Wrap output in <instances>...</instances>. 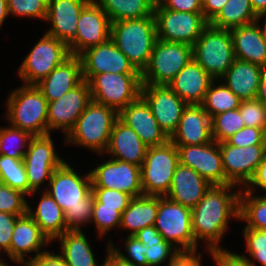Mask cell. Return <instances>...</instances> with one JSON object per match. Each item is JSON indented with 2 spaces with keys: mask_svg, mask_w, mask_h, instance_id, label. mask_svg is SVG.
I'll use <instances>...</instances> for the list:
<instances>
[{
  "mask_svg": "<svg viewBox=\"0 0 266 266\" xmlns=\"http://www.w3.org/2000/svg\"><path fill=\"white\" fill-rule=\"evenodd\" d=\"M239 220L247 222L245 228L266 230V194L254 196L241 191Z\"/></svg>",
  "mask_w": 266,
  "mask_h": 266,
  "instance_id": "8d00e7d4",
  "label": "cell"
},
{
  "mask_svg": "<svg viewBox=\"0 0 266 266\" xmlns=\"http://www.w3.org/2000/svg\"><path fill=\"white\" fill-rule=\"evenodd\" d=\"M192 55L193 60L214 80H220L235 59L230 30L208 24L192 45Z\"/></svg>",
  "mask_w": 266,
  "mask_h": 266,
  "instance_id": "5b68a950",
  "label": "cell"
},
{
  "mask_svg": "<svg viewBox=\"0 0 266 266\" xmlns=\"http://www.w3.org/2000/svg\"><path fill=\"white\" fill-rule=\"evenodd\" d=\"M117 119L118 112L115 109L91 101L66 136L65 143L105 154Z\"/></svg>",
  "mask_w": 266,
  "mask_h": 266,
  "instance_id": "277c9868",
  "label": "cell"
},
{
  "mask_svg": "<svg viewBox=\"0 0 266 266\" xmlns=\"http://www.w3.org/2000/svg\"><path fill=\"white\" fill-rule=\"evenodd\" d=\"M51 135L34 136L23 157L29 183V195H34L45 180L50 181L52 173L65 161L54 149Z\"/></svg>",
  "mask_w": 266,
  "mask_h": 266,
  "instance_id": "4fadbf2b",
  "label": "cell"
},
{
  "mask_svg": "<svg viewBox=\"0 0 266 266\" xmlns=\"http://www.w3.org/2000/svg\"><path fill=\"white\" fill-rule=\"evenodd\" d=\"M192 59L191 45L157 39L148 66L141 73V82L168 85Z\"/></svg>",
  "mask_w": 266,
  "mask_h": 266,
  "instance_id": "52a82bcc",
  "label": "cell"
},
{
  "mask_svg": "<svg viewBox=\"0 0 266 266\" xmlns=\"http://www.w3.org/2000/svg\"><path fill=\"white\" fill-rule=\"evenodd\" d=\"M145 251L148 266H159V264L165 263L168 258L169 261L172 260L180 252L165 239L158 244L145 245Z\"/></svg>",
  "mask_w": 266,
  "mask_h": 266,
  "instance_id": "c3c4849f",
  "label": "cell"
},
{
  "mask_svg": "<svg viewBox=\"0 0 266 266\" xmlns=\"http://www.w3.org/2000/svg\"><path fill=\"white\" fill-rule=\"evenodd\" d=\"M254 12L259 16L258 20L266 16V0H250Z\"/></svg>",
  "mask_w": 266,
  "mask_h": 266,
  "instance_id": "be15d7a7",
  "label": "cell"
},
{
  "mask_svg": "<svg viewBox=\"0 0 266 266\" xmlns=\"http://www.w3.org/2000/svg\"><path fill=\"white\" fill-rule=\"evenodd\" d=\"M32 136L29 132L8 126L0 127V154L15 159H23Z\"/></svg>",
  "mask_w": 266,
  "mask_h": 266,
  "instance_id": "74e56055",
  "label": "cell"
},
{
  "mask_svg": "<svg viewBox=\"0 0 266 266\" xmlns=\"http://www.w3.org/2000/svg\"><path fill=\"white\" fill-rule=\"evenodd\" d=\"M159 207V196L133 197L121 216L120 228L130 230L134 235L139 230L153 226Z\"/></svg>",
  "mask_w": 266,
  "mask_h": 266,
  "instance_id": "4dcf8cb0",
  "label": "cell"
},
{
  "mask_svg": "<svg viewBox=\"0 0 266 266\" xmlns=\"http://www.w3.org/2000/svg\"><path fill=\"white\" fill-rule=\"evenodd\" d=\"M111 20V23L128 19L154 16L157 0H93Z\"/></svg>",
  "mask_w": 266,
  "mask_h": 266,
  "instance_id": "836d02e7",
  "label": "cell"
},
{
  "mask_svg": "<svg viewBox=\"0 0 266 266\" xmlns=\"http://www.w3.org/2000/svg\"><path fill=\"white\" fill-rule=\"evenodd\" d=\"M27 214L36 222L51 242L56 241V238L68 231L63 210L46 191L41 196L36 210L28 205Z\"/></svg>",
  "mask_w": 266,
  "mask_h": 266,
  "instance_id": "1f68e13d",
  "label": "cell"
},
{
  "mask_svg": "<svg viewBox=\"0 0 266 266\" xmlns=\"http://www.w3.org/2000/svg\"><path fill=\"white\" fill-rule=\"evenodd\" d=\"M179 164L178 149L170 140L163 145L147 148L141 165L143 195L166 196Z\"/></svg>",
  "mask_w": 266,
  "mask_h": 266,
  "instance_id": "8992f818",
  "label": "cell"
},
{
  "mask_svg": "<svg viewBox=\"0 0 266 266\" xmlns=\"http://www.w3.org/2000/svg\"><path fill=\"white\" fill-rule=\"evenodd\" d=\"M141 96L149 104L158 125L170 138L188 104L168 85L142 84Z\"/></svg>",
  "mask_w": 266,
  "mask_h": 266,
  "instance_id": "ac0fdd59",
  "label": "cell"
},
{
  "mask_svg": "<svg viewBox=\"0 0 266 266\" xmlns=\"http://www.w3.org/2000/svg\"><path fill=\"white\" fill-rule=\"evenodd\" d=\"M212 139L216 142L225 141L231 135L245 127L239 109L226 111L211 118Z\"/></svg>",
  "mask_w": 266,
  "mask_h": 266,
  "instance_id": "ab89813d",
  "label": "cell"
},
{
  "mask_svg": "<svg viewBox=\"0 0 266 266\" xmlns=\"http://www.w3.org/2000/svg\"><path fill=\"white\" fill-rule=\"evenodd\" d=\"M9 15L46 19L48 0H7Z\"/></svg>",
  "mask_w": 266,
  "mask_h": 266,
  "instance_id": "7bdbcfd3",
  "label": "cell"
},
{
  "mask_svg": "<svg viewBox=\"0 0 266 266\" xmlns=\"http://www.w3.org/2000/svg\"><path fill=\"white\" fill-rule=\"evenodd\" d=\"M154 17L158 39L191 46L209 24L203 13L173 11L164 8L158 1L154 7Z\"/></svg>",
  "mask_w": 266,
  "mask_h": 266,
  "instance_id": "8fae6325",
  "label": "cell"
},
{
  "mask_svg": "<svg viewBox=\"0 0 266 266\" xmlns=\"http://www.w3.org/2000/svg\"><path fill=\"white\" fill-rule=\"evenodd\" d=\"M94 199L98 203H102V207L117 208L122 214L128 207L132 197L129 194L107 188H91Z\"/></svg>",
  "mask_w": 266,
  "mask_h": 266,
  "instance_id": "7dc6e473",
  "label": "cell"
},
{
  "mask_svg": "<svg viewBox=\"0 0 266 266\" xmlns=\"http://www.w3.org/2000/svg\"><path fill=\"white\" fill-rule=\"evenodd\" d=\"M262 69L263 67L259 65L235 58L232 66L221 79L225 80V85L241 101L256 99Z\"/></svg>",
  "mask_w": 266,
  "mask_h": 266,
  "instance_id": "f546056e",
  "label": "cell"
},
{
  "mask_svg": "<svg viewBox=\"0 0 266 266\" xmlns=\"http://www.w3.org/2000/svg\"><path fill=\"white\" fill-rule=\"evenodd\" d=\"M108 252H107V257L105 258V261L101 266H132L128 262H125L121 260L111 249H110V244L108 242Z\"/></svg>",
  "mask_w": 266,
  "mask_h": 266,
  "instance_id": "94428289",
  "label": "cell"
},
{
  "mask_svg": "<svg viewBox=\"0 0 266 266\" xmlns=\"http://www.w3.org/2000/svg\"><path fill=\"white\" fill-rule=\"evenodd\" d=\"M259 187L266 193V152L263 157V160L258 165L257 169L255 170L254 175L247 183L246 187H243L244 191L254 193V187Z\"/></svg>",
  "mask_w": 266,
  "mask_h": 266,
  "instance_id": "9f6ffc18",
  "label": "cell"
},
{
  "mask_svg": "<svg viewBox=\"0 0 266 266\" xmlns=\"http://www.w3.org/2000/svg\"><path fill=\"white\" fill-rule=\"evenodd\" d=\"M259 20L230 29L234 55L240 59L261 67L266 66V40Z\"/></svg>",
  "mask_w": 266,
  "mask_h": 266,
  "instance_id": "f1b7e54d",
  "label": "cell"
},
{
  "mask_svg": "<svg viewBox=\"0 0 266 266\" xmlns=\"http://www.w3.org/2000/svg\"><path fill=\"white\" fill-rule=\"evenodd\" d=\"M25 195L0 182V211L18 216L27 214L29 203L26 201Z\"/></svg>",
  "mask_w": 266,
  "mask_h": 266,
  "instance_id": "60d3db41",
  "label": "cell"
},
{
  "mask_svg": "<svg viewBox=\"0 0 266 266\" xmlns=\"http://www.w3.org/2000/svg\"><path fill=\"white\" fill-rule=\"evenodd\" d=\"M214 79L193 59L169 82L168 86L188 105L201 104Z\"/></svg>",
  "mask_w": 266,
  "mask_h": 266,
  "instance_id": "4316f807",
  "label": "cell"
},
{
  "mask_svg": "<svg viewBox=\"0 0 266 266\" xmlns=\"http://www.w3.org/2000/svg\"><path fill=\"white\" fill-rule=\"evenodd\" d=\"M118 118L132 128L149 148L167 143L169 137L156 121L149 104L140 95L118 113Z\"/></svg>",
  "mask_w": 266,
  "mask_h": 266,
  "instance_id": "44dd1931",
  "label": "cell"
},
{
  "mask_svg": "<svg viewBox=\"0 0 266 266\" xmlns=\"http://www.w3.org/2000/svg\"><path fill=\"white\" fill-rule=\"evenodd\" d=\"M217 266H256V264L248 259L245 255L229 252L226 249L214 250L210 252Z\"/></svg>",
  "mask_w": 266,
  "mask_h": 266,
  "instance_id": "f5cc1de1",
  "label": "cell"
},
{
  "mask_svg": "<svg viewBox=\"0 0 266 266\" xmlns=\"http://www.w3.org/2000/svg\"><path fill=\"white\" fill-rule=\"evenodd\" d=\"M121 216L122 214L117 208L102 207V203H98L94 199L91 221L95 223L100 237L106 235L115 226L120 228Z\"/></svg>",
  "mask_w": 266,
  "mask_h": 266,
  "instance_id": "b9f144b4",
  "label": "cell"
},
{
  "mask_svg": "<svg viewBox=\"0 0 266 266\" xmlns=\"http://www.w3.org/2000/svg\"><path fill=\"white\" fill-rule=\"evenodd\" d=\"M110 39L140 73L148 66L157 41L154 16L111 23Z\"/></svg>",
  "mask_w": 266,
  "mask_h": 266,
  "instance_id": "7a4b0ae2",
  "label": "cell"
},
{
  "mask_svg": "<svg viewBox=\"0 0 266 266\" xmlns=\"http://www.w3.org/2000/svg\"><path fill=\"white\" fill-rule=\"evenodd\" d=\"M164 8L177 12L203 13L202 0H157Z\"/></svg>",
  "mask_w": 266,
  "mask_h": 266,
  "instance_id": "db71d44e",
  "label": "cell"
},
{
  "mask_svg": "<svg viewBox=\"0 0 266 266\" xmlns=\"http://www.w3.org/2000/svg\"><path fill=\"white\" fill-rule=\"evenodd\" d=\"M91 101L90 85L83 80L59 99L48 102V134L52 130L62 129L67 136Z\"/></svg>",
  "mask_w": 266,
  "mask_h": 266,
  "instance_id": "e0dca14e",
  "label": "cell"
},
{
  "mask_svg": "<svg viewBox=\"0 0 266 266\" xmlns=\"http://www.w3.org/2000/svg\"><path fill=\"white\" fill-rule=\"evenodd\" d=\"M79 57L82 62L83 80L87 82L102 73L141 74L111 39L87 48Z\"/></svg>",
  "mask_w": 266,
  "mask_h": 266,
  "instance_id": "d6986e66",
  "label": "cell"
},
{
  "mask_svg": "<svg viewBox=\"0 0 266 266\" xmlns=\"http://www.w3.org/2000/svg\"><path fill=\"white\" fill-rule=\"evenodd\" d=\"M257 99L266 106V66L262 69Z\"/></svg>",
  "mask_w": 266,
  "mask_h": 266,
  "instance_id": "6125c7cd",
  "label": "cell"
},
{
  "mask_svg": "<svg viewBox=\"0 0 266 266\" xmlns=\"http://www.w3.org/2000/svg\"><path fill=\"white\" fill-rule=\"evenodd\" d=\"M8 15L7 0H0V27Z\"/></svg>",
  "mask_w": 266,
  "mask_h": 266,
  "instance_id": "e7e4bbea",
  "label": "cell"
},
{
  "mask_svg": "<svg viewBox=\"0 0 266 266\" xmlns=\"http://www.w3.org/2000/svg\"><path fill=\"white\" fill-rule=\"evenodd\" d=\"M195 251H180L167 266H201L202 254Z\"/></svg>",
  "mask_w": 266,
  "mask_h": 266,
  "instance_id": "6f0895ef",
  "label": "cell"
},
{
  "mask_svg": "<svg viewBox=\"0 0 266 266\" xmlns=\"http://www.w3.org/2000/svg\"><path fill=\"white\" fill-rule=\"evenodd\" d=\"M228 0H202L203 16L210 23L221 11Z\"/></svg>",
  "mask_w": 266,
  "mask_h": 266,
  "instance_id": "91938a15",
  "label": "cell"
},
{
  "mask_svg": "<svg viewBox=\"0 0 266 266\" xmlns=\"http://www.w3.org/2000/svg\"><path fill=\"white\" fill-rule=\"evenodd\" d=\"M113 242H109L110 244V249L123 261L128 262L129 264H131L132 266H148L145 254V245H143L141 243V241H139L136 236L134 235H129L126 238V253L128 254L129 257H127V255H125L123 252L121 253V251L119 249H117V247H115L113 244Z\"/></svg>",
  "mask_w": 266,
  "mask_h": 266,
  "instance_id": "f6af8a7d",
  "label": "cell"
},
{
  "mask_svg": "<svg viewBox=\"0 0 266 266\" xmlns=\"http://www.w3.org/2000/svg\"><path fill=\"white\" fill-rule=\"evenodd\" d=\"M226 180L237 186H246L266 152V144L238 147L219 142Z\"/></svg>",
  "mask_w": 266,
  "mask_h": 266,
  "instance_id": "9a60e30c",
  "label": "cell"
},
{
  "mask_svg": "<svg viewBox=\"0 0 266 266\" xmlns=\"http://www.w3.org/2000/svg\"><path fill=\"white\" fill-rule=\"evenodd\" d=\"M246 251L254 261L266 266V230L244 228Z\"/></svg>",
  "mask_w": 266,
  "mask_h": 266,
  "instance_id": "bcb514c9",
  "label": "cell"
},
{
  "mask_svg": "<svg viewBox=\"0 0 266 266\" xmlns=\"http://www.w3.org/2000/svg\"><path fill=\"white\" fill-rule=\"evenodd\" d=\"M111 20L105 11L91 0L81 11L75 37L68 43L71 55L79 56L87 48L110 39Z\"/></svg>",
  "mask_w": 266,
  "mask_h": 266,
  "instance_id": "2e32d148",
  "label": "cell"
},
{
  "mask_svg": "<svg viewBox=\"0 0 266 266\" xmlns=\"http://www.w3.org/2000/svg\"><path fill=\"white\" fill-rule=\"evenodd\" d=\"M154 226L163 238L179 251L197 250L198 244L195 242L192 231L190 208L165 196H159V207Z\"/></svg>",
  "mask_w": 266,
  "mask_h": 266,
  "instance_id": "30bf717a",
  "label": "cell"
},
{
  "mask_svg": "<svg viewBox=\"0 0 266 266\" xmlns=\"http://www.w3.org/2000/svg\"><path fill=\"white\" fill-rule=\"evenodd\" d=\"M143 245L158 244L164 240L155 226L145 227L134 234Z\"/></svg>",
  "mask_w": 266,
  "mask_h": 266,
  "instance_id": "680465c9",
  "label": "cell"
},
{
  "mask_svg": "<svg viewBox=\"0 0 266 266\" xmlns=\"http://www.w3.org/2000/svg\"><path fill=\"white\" fill-rule=\"evenodd\" d=\"M213 80L205 94L203 102L200 104L212 118L215 115L239 108L241 100L237 97L225 83L215 85ZM215 86V87H214Z\"/></svg>",
  "mask_w": 266,
  "mask_h": 266,
  "instance_id": "d590c367",
  "label": "cell"
},
{
  "mask_svg": "<svg viewBox=\"0 0 266 266\" xmlns=\"http://www.w3.org/2000/svg\"><path fill=\"white\" fill-rule=\"evenodd\" d=\"M91 0H48L45 21L51 22L46 34L69 43L76 35L81 11Z\"/></svg>",
  "mask_w": 266,
  "mask_h": 266,
  "instance_id": "603a6c76",
  "label": "cell"
},
{
  "mask_svg": "<svg viewBox=\"0 0 266 266\" xmlns=\"http://www.w3.org/2000/svg\"><path fill=\"white\" fill-rule=\"evenodd\" d=\"M262 30H263V34H264V37H265V40H266V21H265L264 29L262 28Z\"/></svg>",
  "mask_w": 266,
  "mask_h": 266,
  "instance_id": "03108f58",
  "label": "cell"
},
{
  "mask_svg": "<svg viewBox=\"0 0 266 266\" xmlns=\"http://www.w3.org/2000/svg\"><path fill=\"white\" fill-rule=\"evenodd\" d=\"M82 81L81 59L79 56L71 55L36 86L42 91L47 101L50 102L59 99Z\"/></svg>",
  "mask_w": 266,
  "mask_h": 266,
  "instance_id": "484cf974",
  "label": "cell"
},
{
  "mask_svg": "<svg viewBox=\"0 0 266 266\" xmlns=\"http://www.w3.org/2000/svg\"><path fill=\"white\" fill-rule=\"evenodd\" d=\"M225 141L232 146L238 147L266 144V132L261 128L245 126Z\"/></svg>",
  "mask_w": 266,
  "mask_h": 266,
  "instance_id": "681fc988",
  "label": "cell"
},
{
  "mask_svg": "<svg viewBox=\"0 0 266 266\" xmlns=\"http://www.w3.org/2000/svg\"><path fill=\"white\" fill-rule=\"evenodd\" d=\"M211 185L190 167L179 164L165 197L192 210L201 201Z\"/></svg>",
  "mask_w": 266,
  "mask_h": 266,
  "instance_id": "d4e9b609",
  "label": "cell"
},
{
  "mask_svg": "<svg viewBox=\"0 0 266 266\" xmlns=\"http://www.w3.org/2000/svg\"><path fill=\"white\" fill-rule=\"evenodd\" d=\"M58 239L60 254L68 266H99L83 231H66Z\"/></svg>",
  "mask_w": 266,
  "mask_h": 266,
  "instance_id": "d6a6232c",
  "label": "cell"
},
{
  "mask_svg": "<svg viewBox=\"0 0 266 266\" xmlns=\"http://www.w3.org/2000/svg\"><path fill=\"white\" fill-rule=\"evenodd\" d=\"M71 56L68 44L45 33L18 69L25 85H37Z\"/></svg>",
  "mask_w": 266,
  "mask_h": 266,
  "instance_id": "ba28073f",
  "label": "cell"
},
{
  "mask_svg": "<svg viewBox=\"0 0 266 266\" xmlns=\"http://www.w3.org/2000/svg\"><path fill=\"white\" fill-rule=\"evenodd\" d=\"M50 242L36 222L28 214H25L16 220L11 237L10 250L7 254L15 263L17 262L21 265L23 263L25 265L27 263L26 254L37 252L34 257L38 256L46 251L42 250V247H46L45 245Z\"/></svg>",
  "mask_w": 266,
  "mask_h": 266,
  "instance_id": "cb8c5ba5",
  "label": "cell"
},
{
  "mask_svg": "<svg viewBox=\"0 0 266 266\" xmlns=\"http://www.w3.org/2000/svg\"><path fill=\"white\" fill-rule=\"evenodd\" d=\"M147 148L137 133L118 118L114 122L105 153H109L113 159L141 167Z\"/></svg>",
  "mask_w": 266,
  "mask_h": 266,
  "instance_id": "83f0119b",
  "label": "cell"
},
{
  "mask_svg": "<svg viewBox=\"0 0 266 266\" xmlns=\"http://www.w3.org/2000/svg\"><path fill=\"white\" fill-rule=\"evenodd\" d=\"M91 188L115 189L132 198L143 195L141 167L132 163L109 159L90 171Z\"/></svg>",
  "mask_w": 266,
  "mask_h": 266,
  "instance_id": "5bb4252c",
  "label": "cell"
},
{
  "mask_svg": "<svg viewBox=\"0 0 266 266\" xmlns=\"http://www.w3.org/2000/svg\"><path fill=\"white\" fill-rule=\"evenodd\" d=\"M180 164L190 167L212 185H229L226 180L219 143L176 146Z\"/></svg>",
  "mask_w": 266,
  "mask_h": 266,
  "instance_id": "ffe728a7",
  "label": "cell"
},
{
  "mask_svg": "<svg viewBox=\"0 0 266 266\" xmlns=\"http://www.w3.org/2000/svg\"><path fill=\"white\" fill-rule=\"evenodd\" d=\"M25 266H68L67 262L59 254L45 251L38 256L27 259Z\"/></svg>",
  "mask_w": 266,
  "mask_h": 266,
  "instance_id": "11a10c76",
  "label": "cell"
},
{
  "mask_svg": "<svg viewBox=\"0 0 266 266\" xmlns=\"http://www.w3.org/2000/svg\"><path fill=\"white\" fill-rule=\"evenodd\" d=\"M48 186L45 191L64 213L76 205L94 203L90 172L81 177L66 161L52 173Z\"/></svg>",
  "mask_w": 266,
  "mask_h": 266,
  "instance_id": "7c38bea8",
  "label": "cell"
},
{
  "mask_svg": "<svg viewBox=\"0 0 266 266\" xmlns=\"http://www.w3.org/2000/svg\"><path fill=\"white\" fill-rule=\"evenodd\" d=\"M7 119L11 126L32 136L48 135V101L36 85H23L6 100Z\"/></svg>",
  "mask_w": 266,
  "mask_h": 266,
  "instance_id": "3957f363",
  "label": "cell"
},
{
  "mask_svg": "<svg viewBox=\"0 0 266 266\" xmlns=\"http://www.w3.org/2000/svg\"><path fill=\"white\" fill-rule=\"evenodd\" d=\"M93 203H85V205H76L64 213L66 229L68 231H81V225L91 223Z\"/></svg>",
  "mask_w": 266,
  "mask_h": 266,
  "instance_id": "f907efd6",
  "label": "cell"
},
{
  "mask_svg": "<svg viewBox=\"0 0 266 266\" xmlns=\"http://www.w3.org/2000/svg\"><path fill=\"white\" fill-rule=\"evenodd\" d=\"M238 109L246 127L261 128L266 132V106L257 98L241 101Z\"/></svg>",
  "mask_w": 266,
  "mask_h": 266,
  "instance_id": "ee69618b",
  "label": "cell"
},
{
  "mask_svg": "<svg viewBox=\"0 0 266 266\" xmlns=\"http://www.w3.org/2000/svg\"><path fill=\"white\" fill-rule=\"evenodd\" d=\"M235 185H211L201 201L191 210L192 231L197 244L205 239L209 253L223 250L219 244L228 228L229 219H239L240 193Z\"/></svg>",
  "mask_w": 266,
  "mask_h": 266,
  "instance_id": "6da1fadb",
  "label": "cell"
},
{
  "mask_svg": "<svg viewBox=\"0 0 266 266\" xmlns=\"http://www.w3.org/2000/svg\"><path fill=\"white\" fill-rule=\"evenodd\" d=\"M88 83L92 101L118 113L141 95V74L102 73Z\"/></svg>",
  "mask_w": 266,
  "mask_h": 266,
  "instance_id": "9c48e42d",
  "label": "cell"
},
{
  "mask_svg": "<svg viewBox=\"0 0 266 266\" xmlns=\"http://www.w3.org/2000/svg\"><path fill=\"white\" fill-rule=\"evenodd\" d=\"M0 182L28 195L29 183L23 159L0 154Z\"/></svg>",
  "mask_w": 266,
  "mask_h": 266,
  "instance_id": "f35d334b",
  "label": "cell"
},
{
  "mask_svg": "<svg viewBox=\"0 0 266 266\" xmlns=\"http://www.w3.org/2000/svg\"><path fill=\"white\" fill-rule=\"evenodd\" d=\"M250 0H228L219 14L209 23L219 29H232L258 21Z\"/></svg>",
  "mask_w": 266,
  "mask_h": 266,
  "instance_id": "e575fe53",
  "label": "cell"
},
{
  "mask_svg": "<svg viewBox=\"0 0 266 266\" xmlns=\"http://www.w3.org/2000/svg\"><path fill=\"white\" fill-rule=\"evenodd\" d=\"M169 140L175 146L201 145L212 142L210 115L200 104L187 105L176 131Z\"/></svg>",
  "mask_w": 266,
  "mask_h": 266,
  "instance_id": "7402d4cb",
  "label": "cell"
},
{
  "mask_svg": "<svg viewBox=\"0 0 266 266\" xmlns=\"http://www.w3.org/2000/svg\"><path fill=\"white\" fill-rule=\"evenodd\" d=\"M20 216L0 211V253H8L10 250L11 237L16 220ZM0 264H4L0 259Z\"/></svg>",
  "mask_w": 266,
  "mask_h": 266,
  "instance_id": "816d5d0a",
  "label": "cell"
}]
</instances>
